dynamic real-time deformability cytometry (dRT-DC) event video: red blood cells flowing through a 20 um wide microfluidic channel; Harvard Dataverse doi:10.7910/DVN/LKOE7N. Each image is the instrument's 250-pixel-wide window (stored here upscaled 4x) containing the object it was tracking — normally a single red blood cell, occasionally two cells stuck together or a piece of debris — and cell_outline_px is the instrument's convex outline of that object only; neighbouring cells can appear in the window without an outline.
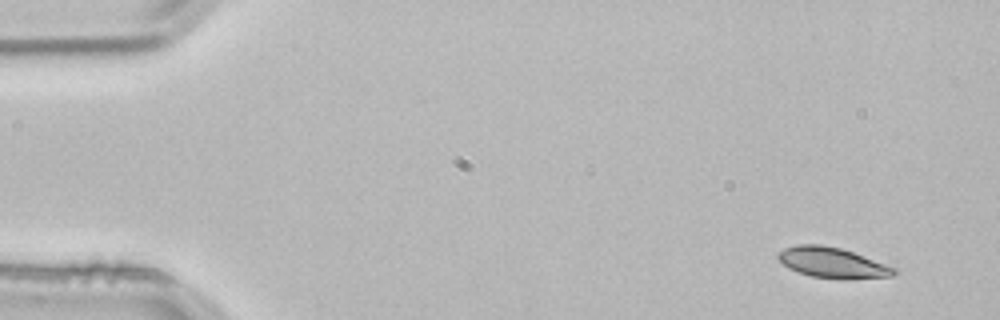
{"species": "common noctule bat (a hibernating species)", "species_latin": "Nyctalus noctula", "temperature_condition": "room temperature", "stored_images_in_passage": 4, "camera_frame_rate_fps": 3000, "um_per_image_px": 0.085, "animal": {"sex": "male", "body_mass_g": 21.5, "forearm_length_mm": 52.0}, "frame": {"image": 1, "passage_image": 1, "time_ms": 0.0, "image_size_px": [1000, 320], "cell_outline_px": [[900, 272], [892, 276], [848, 280], [840, 280], [812, 276], [788, 268], [776, 256], [784, 248], [800, 244], [820, 244], [840, 248], [852, 252], [896, 268]], "centroid_in_image_um": [70.79, 22.35], "position_along_channel_um": 14.2, "area_um2": 20.58}}
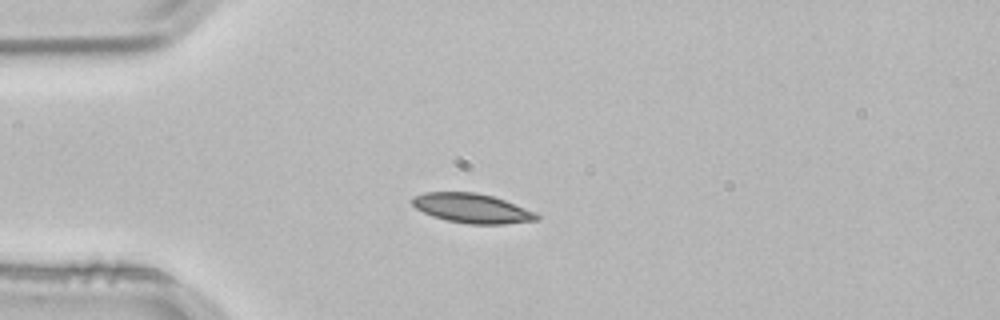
{"frame": {"image": 2, "passage_image": 3, "time_ms": 0.667, "image_size_px": [1000, 320], "cell_outline_px": [[540, 216], [536, 220], [504, 224], [468, 224], [448, 220], [432, 216], [416, 208], [412, 204], [412, 196], [424, 192], [476, 192], [492, 196], [504, 200], [536, 212]], "centroid_in_image_um": [40.1, 17.7], "position_along_channel_um": 44.9, "area_um2": 21.27}}
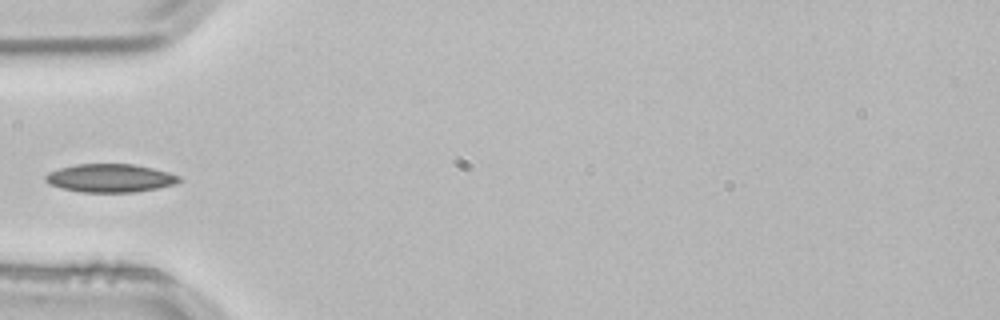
{"frame": {"image": 3, "passage_image": 4, "time_ms": 1.0, "image_size_px": [1000, 320], "cell_outline_px": [[180, 180], [172, 184], [156, 188], [136, 192], [80, 192], [60, 188], [48, 184], [44, 180], [44, 176], [48, 172], [60, 168], [76, 164], [132, 164], [152, 168], [168, 172], [180, 176]], "centroid_in_image_um": [9.29, 15.14], "position_along_channel_um": 75.7, "area_um2": 21.96}}